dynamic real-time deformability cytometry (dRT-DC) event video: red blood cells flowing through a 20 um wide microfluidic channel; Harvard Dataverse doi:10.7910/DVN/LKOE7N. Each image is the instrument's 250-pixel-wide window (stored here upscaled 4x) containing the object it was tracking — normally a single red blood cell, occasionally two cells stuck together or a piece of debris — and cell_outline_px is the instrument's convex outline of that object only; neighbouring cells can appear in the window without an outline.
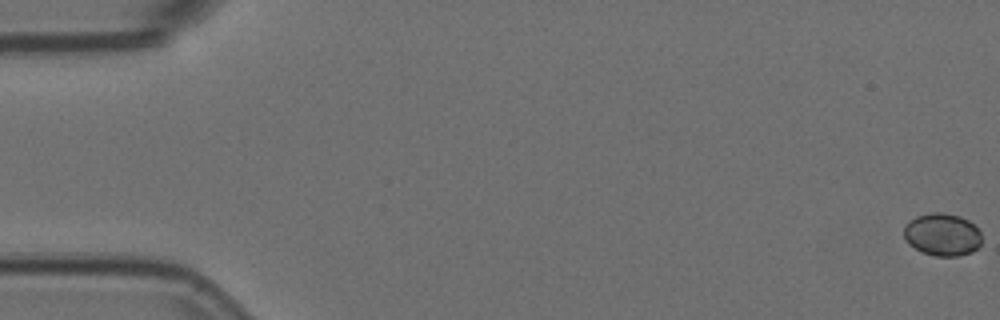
{"species": "Egyptian fruit bat (a non-hibernating species)", "species_latin": "Rousettus aegyptiacus", "temperature_condition": "room temperature", "stored_images_in_passage": 7, "camera_frame_rate_fps": 3000, "um_per_image_px": 0.085, "animal": {"sex": "female"}, "frame": {"image": 1, "passage_image": 1, "time_ms": 0.0, "image_size_px": [1000, 320], "cell_outline_px": [[980, 244], [972, 252], [960, 256], [936, 256], [920, 252], [908, 244], [904, 240], [904, 224], [908, 220], [916, 216], [932, 212], [940, 212], [960, 216], [968, 220], [980, 232]], "centroid_in_image_um": [80.04, 19.94], "position_along_channel_um": 5.0, "area_um2": 19.48}}
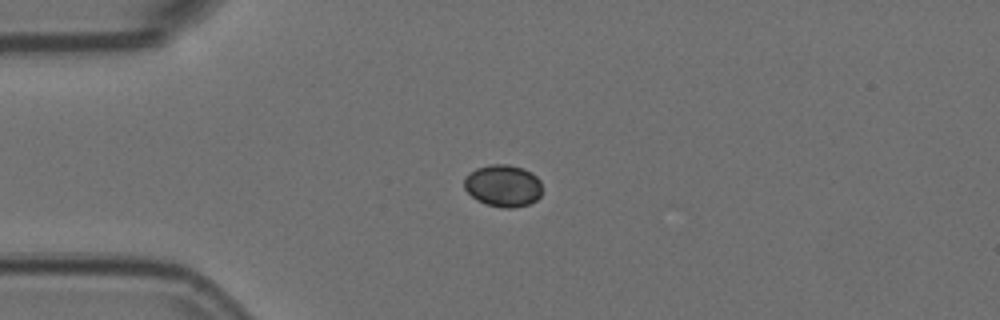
{"frame": {"image": 2, "passage_image": 5, "time_ms": 1.333, "image_size_px": [1000, 320], "cell_outline_px": [[540, 196], [536, 200], [528, 204], [512, 208], [504, 208], [484, 204], [476, 200], [464, 188], [464, 176], [468, 172], [476, 168], [492, 164], [508, 164], [524, 168], [532, 172], [540, 180]], "centroid_in_image_um": [42.73, 15.78], "position_along_channel_um": 42.3, "area_um2": 19.31}}
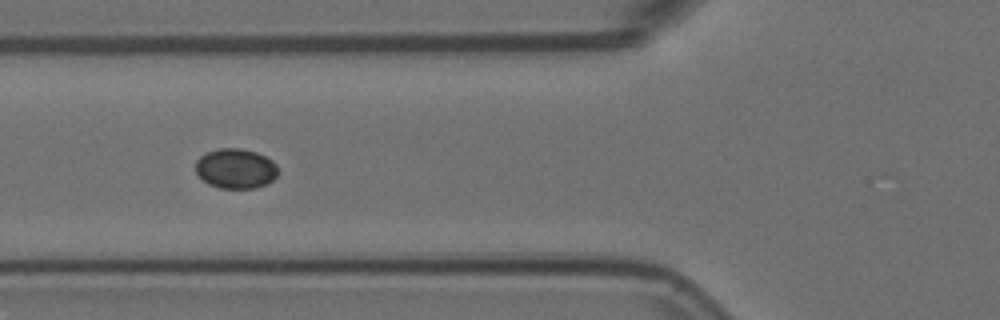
{"frame": {"image": 3, "passage_image": 7, "time_ms": 2.0, "image_size_px": [1000, 320], "cell_outline_px": [[276, 176], [272, 180], [256, 188], [220, 188], [208, 184], [196, 172], [196, 160], [200, 156], [208, 152], [220, 148], [240, 148], [256, 152], [272, 160], [276, 164]], "centroid_in_image_um": [20.02, 14.32], "position_along_channel_um": 105.8, "area_um2": 18.96}}